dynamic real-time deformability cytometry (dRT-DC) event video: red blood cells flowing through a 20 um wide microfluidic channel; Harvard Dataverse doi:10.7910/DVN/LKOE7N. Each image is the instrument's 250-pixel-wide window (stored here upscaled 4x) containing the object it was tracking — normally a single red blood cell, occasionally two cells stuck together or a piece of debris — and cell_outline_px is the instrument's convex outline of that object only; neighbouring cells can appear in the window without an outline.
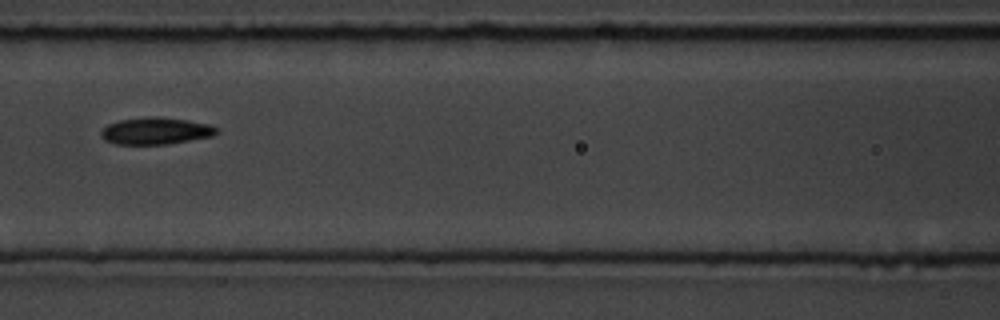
{"species": "common noctule bat (a hibernating species)", "species_latin": "Nyctalus noctula", "temperature_condition": "room temperature", "stored_images_in_passage": 12, "segment_of_instrument_passage": [1, 2], "camera_frame_rate_fps": 3000, "um_per_image_px": 0.085, "animal": {"sex": "male", "body_mass_g": 19.5, "forearm_length_mm": 54.6}, "frame": {"image": 1, "passage_image": 3, "time_ms": 2.333, "image_size_px": [1000, 320], "cell_outline_px": [[220, 132], [212, 136], [168, 144], [112, 144], [104, 140], [100, 136], [100, 132], [108, 124], [120, 120], [148, 116], [160, 116], [188, 120], [208, 124], [216, 128]], "centroid_in_image_um": [13.21, 11.12], "position_along_channel_um": 153.4, "area_um2": 18.26}}
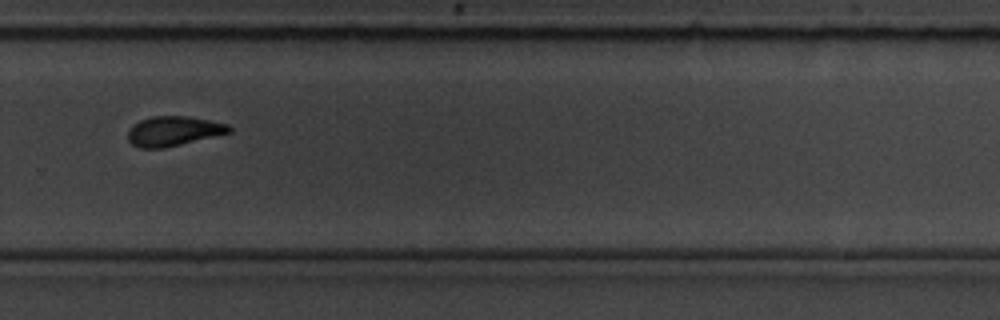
{"frame": {"image": 2, "passage_image": 7, "time_ms": 6.667, "image_size_px": [1000, 320], "cell_outline_px": [[232, 132], [164, 148], [140, 148], [132, 144], [128, 140], [128, 132], [140, 120], [152, 116], [188, 116], [228, 124], [232, 128]], "centroid_in_image_um": [14.77, 11.14], "position_along_channel_um": 315.0, "area_um2": 17.34}}
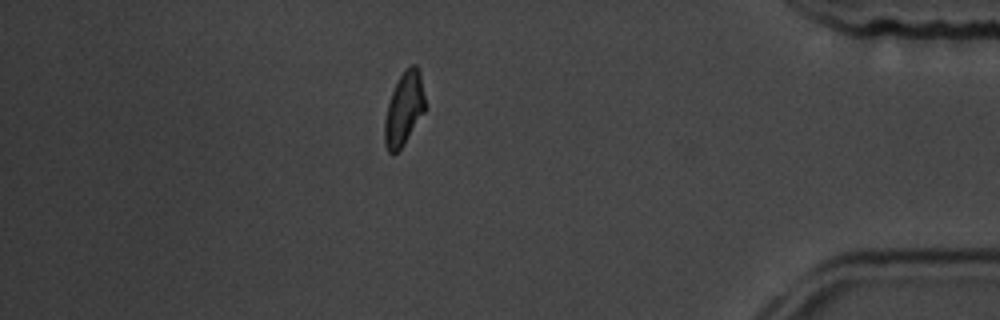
{"frame": {"image": 3, "passage_image": 10, "time_ms": 10.0, "image_size_px": [1000, 320], "cell_outline_px": [[424, 112], [404, 144], [392, 156], [388, 152], [384, 144], [384, 120], [388, 104], [392, 92], [404, 68], [408, 64], [416, 64], [420, 72], [424, 96]], "centroid_in_image_um": [34.32, 9.25], "position_along_channel_um": 400.9, "area_um2": 17.22}}